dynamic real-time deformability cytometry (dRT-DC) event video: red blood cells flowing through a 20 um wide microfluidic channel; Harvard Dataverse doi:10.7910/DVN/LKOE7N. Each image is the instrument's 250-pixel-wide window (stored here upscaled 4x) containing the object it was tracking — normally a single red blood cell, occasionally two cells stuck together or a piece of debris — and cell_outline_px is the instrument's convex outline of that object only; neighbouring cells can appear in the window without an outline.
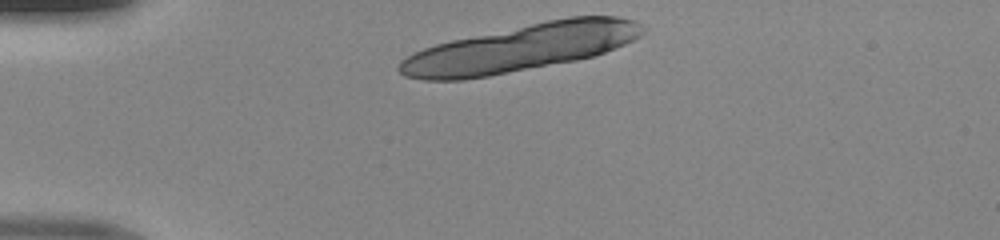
{"species": "human", "species_latin": "Homo sapiens", "temperature_condition": "room temperature", "stored_images_in_passage": 8, "camera_frame_rate_fps": 3000, "um_per_image_px": 0.085, "donor": {"sex": "male"}, "frame": {"image": 1, "passage_image": 1, "time_ms": 0.0, "image_size_px": [1000, 240], "cell_outline_px": [[648, 28], [640, 36], [624, 44], [596, 56], [576, 60], [488, 76], [464, 80], [424, 80], [404, 76], [396, 68], [400, 60], [424, 48], [436, 44], [452, 40], [548, 20], [568, 16], [616, 16], [632, 20]], "centroid_in_image_um": [44.26, 4.08], "position_along_channel_um": 40.7, "area_um2": 66.41}}